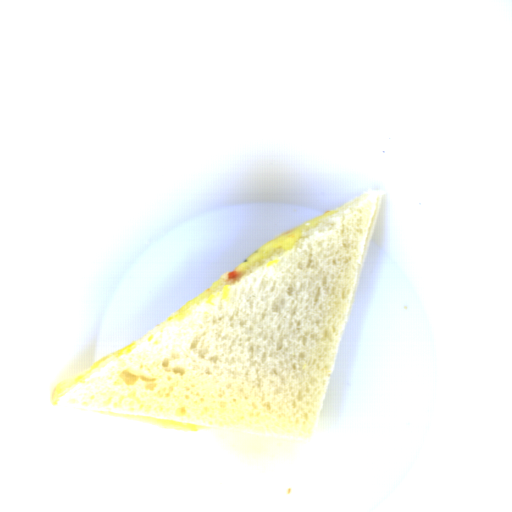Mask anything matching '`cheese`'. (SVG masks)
<instances>
[{
  "label": "cheese",
  "mask_w": 512,
  "mask_h": 512,
  "mask_svg": "<svg viewBox=\"0 0 512 512\" xmlns=\"http://www.w3.org/2000/svg\"><path fill=\"white\" fill-rule=\"evenodd\" d=\"M336 213L337 211L335 210H328L322 216L309 220L299 227L270 240L258 248L244 263L236 267L233 272H238L240 275L241 273L248 271L278 251H289L294 249L301 236L307 230L318 227L324 219L329 216L336 215Z\"/></svg>",
  "instance_id": "cheese-1"
}]
</instances>
